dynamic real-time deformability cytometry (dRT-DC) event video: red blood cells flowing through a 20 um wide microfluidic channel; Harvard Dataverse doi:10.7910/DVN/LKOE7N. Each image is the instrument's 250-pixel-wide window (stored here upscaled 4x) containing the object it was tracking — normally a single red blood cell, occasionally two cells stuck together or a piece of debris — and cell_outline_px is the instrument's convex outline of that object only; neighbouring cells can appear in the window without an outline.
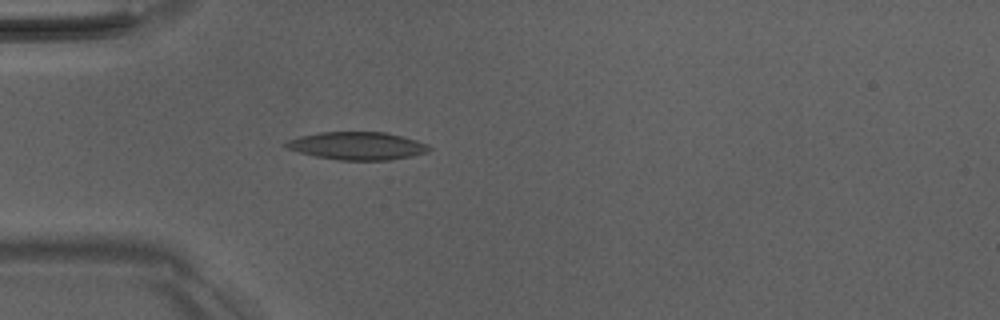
{"species": "Egyptian fruit bat (a non-hibernating species)", "species_latin": "Rousettus aegyptiacus", "temperature_condition": "room temperature", "stored_images_in_passage": 3, "camera_frame_rate_fps": 3000, "um_per_image_px": 0.085, "animal": {"sex": "male"}, "frame": {"image": 1, "passage_image": 3, "time_ms": 2.333, "image_size_px": [1000, 320], "cell_outline_px": [[432, 148], [428, 152], [412, 156], [388, 160], [340, 160], [316, 156], [300, 152], [288, 148], [284, 144], [288, 140], [300, 136], [320, 132], [384, 132], [416, 140], [428, 144]], "centroid_in_image_um": [30.4, 12.39], "position_along_channel_um": 54.6, "area_um2": 23.0}}